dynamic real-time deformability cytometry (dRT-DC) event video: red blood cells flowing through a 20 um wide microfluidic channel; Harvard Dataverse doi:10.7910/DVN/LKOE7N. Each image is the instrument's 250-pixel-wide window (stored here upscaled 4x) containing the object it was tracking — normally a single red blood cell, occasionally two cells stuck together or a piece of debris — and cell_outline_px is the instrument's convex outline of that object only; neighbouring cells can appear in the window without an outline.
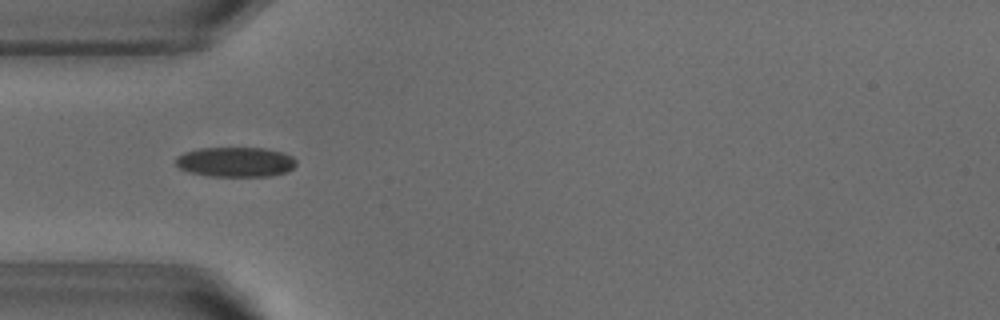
{"species": "common noctule bat (a hibernating species)", "species_latin": "Nyctalus noctula", "temperature_condition": "warm", "stored_images_in_passage": 53, "camera_frame_rate_fps": 3000, "um_per_image_px": 0.085, "animal": {"sex": "male", "body_mass_g": 18.8}, "frame": {"image": 1, "passage_image": 16, "time_ms": 5.0, "image_size_px": [1000, 320], "cell_outline_px": [[296, 164], [288, 172], [272, 176], [208, 176], [188, 172], [180, 168], [176, 164], [176, 156], [184, 152], [200, 148], [264, 148], [280, 152], [292, 156], [296, 160]], "centroid_in_image_um": [20.01, 13.77], "position_along_channel_um": 65.0, "area_um2": 21.04}}
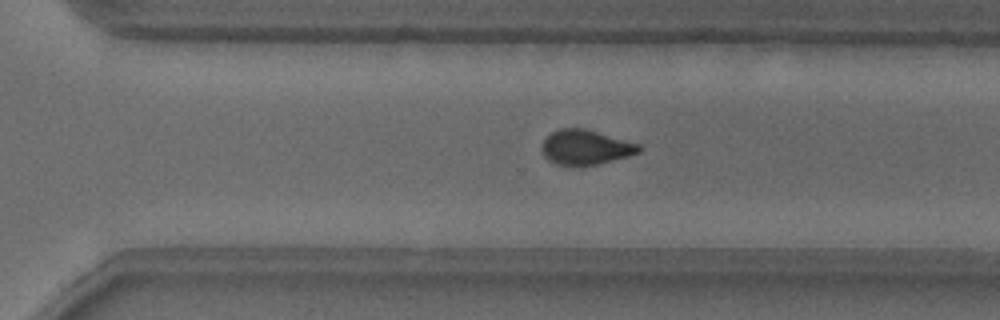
{"frame": {"image": 2, "passage_image": 36, "time_ms": 11.667, "image_size_px": [1000, 320], "cell_outline_px": [[640, 152], [628, 156], [580, 168], [556, 164], [548, 160], [544, 156], [540, 148], [544, 140], [552, 132], [560, 128], [584, 128], [640, 144]], "centroid_in_image_um": [49.73, 12.54], "position_along_channel_um": 320.9, "area_um2": 19.88}}
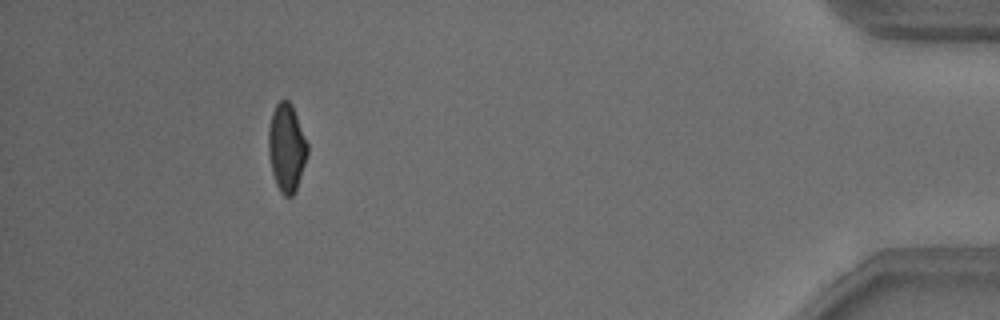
{"frame": {"image": 3, "passage_image": 48, "time_ms": 15.667, "image_size_px": [1000, 320], "cell_outline_px": [[308, 152], [296, 192], [292, 196], [284, 196], [280, 192], [276, 184], [272, 172], [268, 152], [268, 128], [272, 112], [276, 104], [280, 100], [288, 100], [292, 104], [308, 144]], "centroid_in_image_um": [24.35, 12.56], "position_along_channel_um": 410.8, "area_um2": 20.11}, "authors_computed_cell_mechanics": {"area_um2": 20.2878, "velocity_mm_per_s": 3.8316, "shape_relaxation_time_tau1_ms": 3.7649, "shape_relaxation_time_tau2_ms": 1.6848, "deformation_change_tau1": 0.1347, "deformation_change_tau2": 0.0733}}